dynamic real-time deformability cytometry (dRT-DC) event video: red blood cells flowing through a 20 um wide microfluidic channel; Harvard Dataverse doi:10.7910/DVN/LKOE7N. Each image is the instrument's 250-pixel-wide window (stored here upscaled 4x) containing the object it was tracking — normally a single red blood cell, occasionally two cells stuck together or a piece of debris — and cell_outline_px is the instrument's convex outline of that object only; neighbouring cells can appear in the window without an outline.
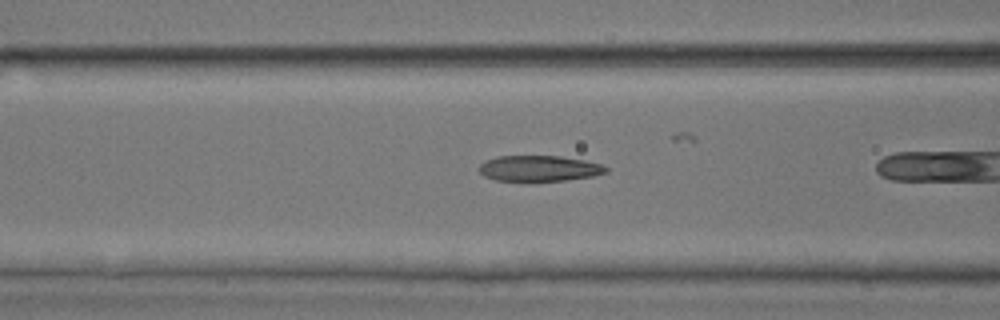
{"species": "common noctule bat (a hibernating species)", "species_latin": "Nyctalus noctula", "temperature_condition": "room temperature", "stored_images_in_passage": 14, "camera_frame_rate_fps": 3000, "um_per_image_px": 0.085, "animal": {"sex": "male", "body_mass_g": 17.9, "forearm_length_mm": 54.2}, "frame": {"image": 1, "passage_image": 12, "time_ms": 3.667, "image_size_px": [1000, 320], "cell_outline_px": [[608, 172], [592, 176], [564, 180], [528, 184], [496, 180], [484, 176], [476, 168], [484, 160], [496, 156], [560, 156], [584, 160], [600, 164], [608, 168]], "centroid_in_image_um": [45.74, 14.35], "position_along_channel_um": 120.9, "area_um2": 19.88}}